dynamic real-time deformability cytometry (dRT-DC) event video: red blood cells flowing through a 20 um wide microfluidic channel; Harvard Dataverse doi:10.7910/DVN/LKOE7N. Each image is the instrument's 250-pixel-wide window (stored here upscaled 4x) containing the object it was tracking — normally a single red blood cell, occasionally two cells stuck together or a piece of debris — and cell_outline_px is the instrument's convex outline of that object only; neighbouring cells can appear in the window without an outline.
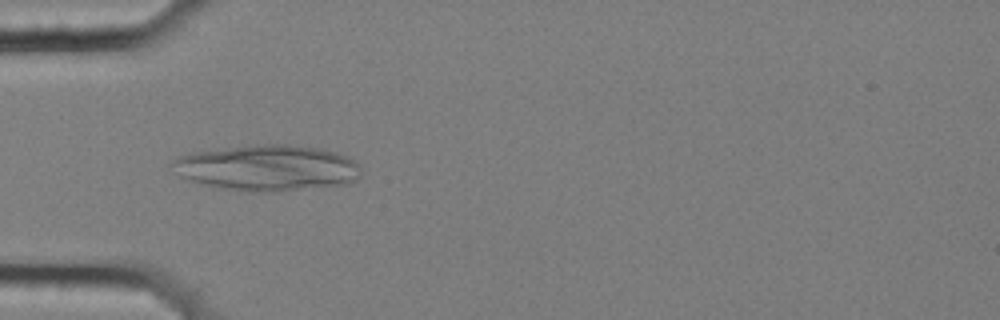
{"species": "common noctule bat (a hibernating species)", "species_latin": "Nyctalus noctula", "temperature_condition": "cold", "stored_images_in_passage": 56, "camera_frame_rate_fps": 3000, "um_per_image_px": 0.085, "animal": {"sex": "female", "body_mass_g": 25.1}, "frame": {"image": 1, "passage_image": 18, "time_ms": 5.667, "image_size_px": [1000, 320], "cell_outline_px": [[360, 176], [352, 184], [280, 192], [240, 192], [216, 188], [180, 176], [168, 164], [172, 160], [180, 156], [192, 152], [248, 144], [288, 144], [320, 148], [336, 152], [348, 156], [356, 160], [360, 164]], "centroid_in_image_um": [22.75, 14.28], "position_along_channel_um": 62.2, "area_um2": 51.79}}
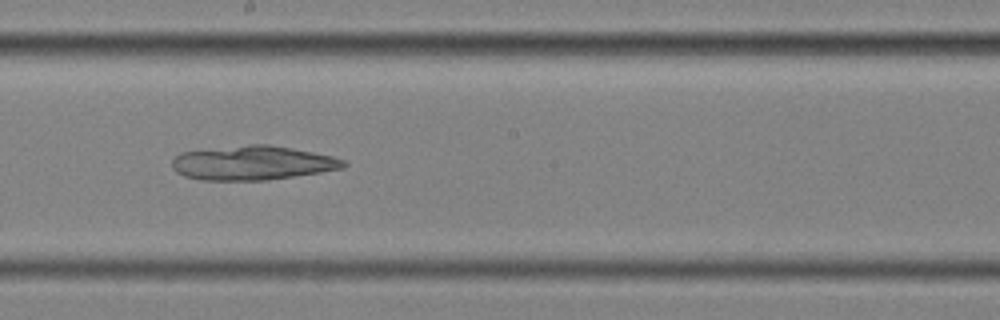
{"frame": {"image": 2, "passage_image": 32, "time_ms": 10.333, "image_size_px": [1000, 320], "cell_outline_px": [[348, 164], [344, 168], [320, 172], [268, 180], [200, 180], [184, 176], [176, 172], [172, 168], [172, 160], [180, 152], [248, 144], [268, 144], [292, 148], [332, 156], [344, 160]], "centroid_in_image_um": [21.45, 13.85], "position_along_channel_um": 226.7, "area_um2": 34.22}}
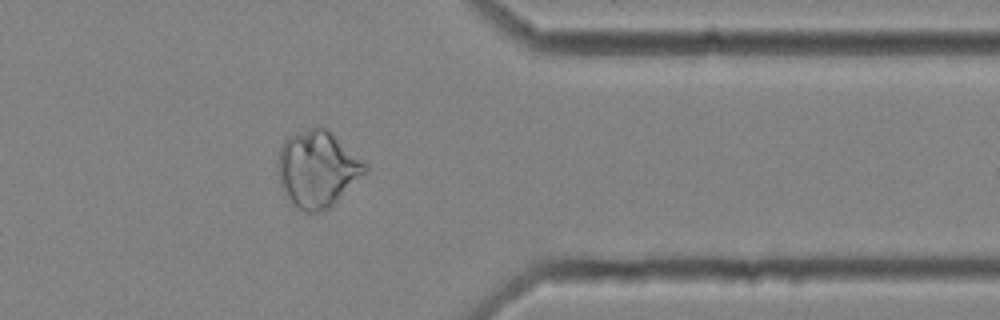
{"frame": {"image": 3, "passage_image": 46, "time_ms": 15.0, "image_size_px": [1000, 320], "cell_outline_px": [[368, 172], [324, 212], [304, 212], [292, 208], [280, 184], [280, 148], [284, 140], [288, 136], [308, 128], [320, 124], [368, 164]], "centroid_in_image_um": [27.0, 14.39], "position_along_channel_um": 384.4, "area_um2": 38.78}}